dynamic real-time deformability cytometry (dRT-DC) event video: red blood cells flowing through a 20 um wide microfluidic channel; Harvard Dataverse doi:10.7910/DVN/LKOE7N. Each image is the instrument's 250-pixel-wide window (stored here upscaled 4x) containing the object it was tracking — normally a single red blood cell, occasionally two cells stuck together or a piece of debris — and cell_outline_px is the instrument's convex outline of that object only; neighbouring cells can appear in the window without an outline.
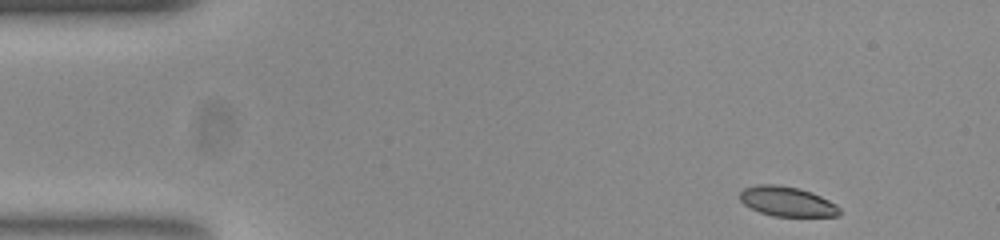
{"species": "common noctule bat (a hibernating species)", "species_latin": "Nyctalus noctula", "temperature_condition": "room temperature", "stored_images_in_passage": 48, "camera_frame_rate_fps": 3000, "um_per_image_px": 0.085, "animal": {"sex": "female", "body_mass_g": 23.0, "forearm_length_mm": 53.4}, "frame": {"image": 1, "passage_image": 1, "time_ms": 0.0, "image_size_px": [1000, 240], "cell_outline_px": [[840, 212], [836, 216], [776, 216], [760, 212], [744, 204], [740, 200], [740, 192], [744, 188], [756, 184], [776, 184], [800, 188], [812, 192], [836, 204], [840, 208]], "centroid_in_image_um": [66.89, 17.11], "position_along_channel_um": 18.1, "area_um2": 17.22}}
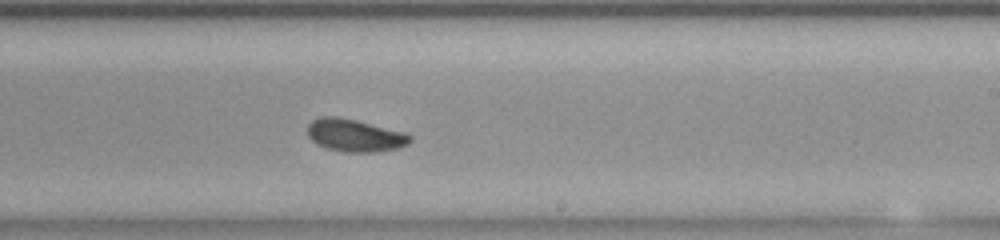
{"frame": {"image": 2, "passage_image": 27, "time_ms": 8.667, "image_size_px": [1000, 240], "cell_outline_px": [[412, 140], [408, 144], [400, 148], [376, 152], [344, 152], [328, 148], [316, 144], [308, 136], [308, 124], [312, 120], [320, 116], [336, 116], [356, 120], [404, 132], [412, 136]], "centroid_in_image_um": [30.16, 11.51], "position_along_channel_um": 258.8, "area_um2": 19.54}}
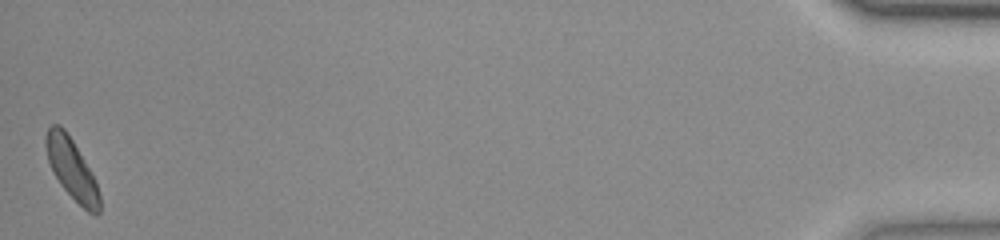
{"frame": {"image": 3, "passage_image": 48, "time_ms": 15.667, "image_size_px": [1000, 240], "cell_outline_px": [[100, 212], [96, 216], [88, 212], [60, 184], [52, 172], [48, 160], [44, 144], [44, 140], [48, 128], [52, 124], [60, 124], [64, 128], [72, 140], [92, 172], [100, 196]], "centroid_in_image_um": [6.08, 14.34], "position_along_channel_um": 429.1, "area_um2": 18.84}}